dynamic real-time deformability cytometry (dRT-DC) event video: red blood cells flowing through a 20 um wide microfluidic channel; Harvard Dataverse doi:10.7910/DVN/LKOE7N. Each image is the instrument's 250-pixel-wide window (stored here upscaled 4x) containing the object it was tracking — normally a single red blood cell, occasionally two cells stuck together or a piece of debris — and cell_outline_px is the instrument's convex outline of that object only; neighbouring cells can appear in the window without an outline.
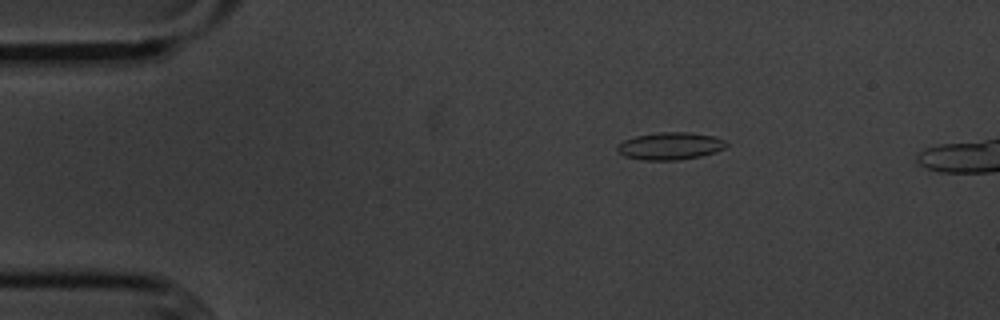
{"species": "common noctule bat (a hibernating species)", "species_latin": "Nyctalus noctula", "temperature_condition": "cold", "stored_images_in_passage": 3, "camera_frame_rate_fps": 3000, "um_per_image_px": 0.085, "animal": {"sex": "male", "body_mass_g": 20.1, "forearm_length_mm": 53.5}, "frame": {"image": 1, "passage_image": 1, "time_ms": 0.0, "image_size_px": [1000, 320], "cell_outline_px": [[728, 144], [724, 148], [716, 152], [700, 156], [676, 160], [644, 160], [624, 156], [616, 148], [624, 140], [636, 136], [660, 132], [692, 132], [712, 136], [724, 140]], "centroid_in_image_um": [56.99, 12.41], "position_along_channel_um": 28.0, "area_um2": 17.22}}